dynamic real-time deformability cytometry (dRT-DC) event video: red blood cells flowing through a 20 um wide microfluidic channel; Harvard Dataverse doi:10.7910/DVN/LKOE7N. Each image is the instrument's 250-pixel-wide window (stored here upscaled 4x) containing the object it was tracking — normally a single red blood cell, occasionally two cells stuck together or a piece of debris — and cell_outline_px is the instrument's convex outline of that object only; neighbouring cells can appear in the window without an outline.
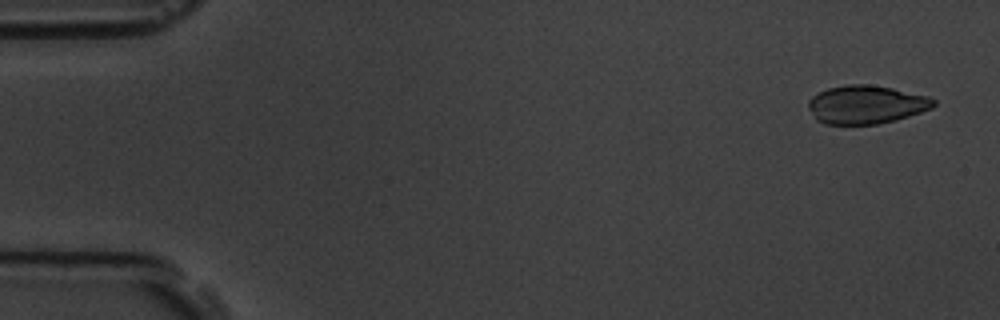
{"species": "common noctule bat (a hibernating species)", "species_latin": "Nyctalus noctula", "temperature_condition": "room temperature", "stored_images_in_passage": 4, "camera_frame_rate_fps": 3000, "um_per_image_px": 0.085, "animal": {"sex": "male", "body_mass_g": 19.5, "forearm_length_mm": 54.6}, "frame": {"image": 1, "passage_image": 1, "time_ms": 0.0, "image_size_px": [1000, 320], "cell_outline_px": [[936, 104], [932, 108], [896, 120], [876, 124], [824, 124], [816, 120], [808, 108], [808, 100], [812, 96], [828, 88], [848, 84], [868, 84], [892, 88], [928, 96], [936, 100]], "centroid_in_image_um": [73.61, 8.89], "position_along_channel_um": 11.4, "area_um2": 28.03}}